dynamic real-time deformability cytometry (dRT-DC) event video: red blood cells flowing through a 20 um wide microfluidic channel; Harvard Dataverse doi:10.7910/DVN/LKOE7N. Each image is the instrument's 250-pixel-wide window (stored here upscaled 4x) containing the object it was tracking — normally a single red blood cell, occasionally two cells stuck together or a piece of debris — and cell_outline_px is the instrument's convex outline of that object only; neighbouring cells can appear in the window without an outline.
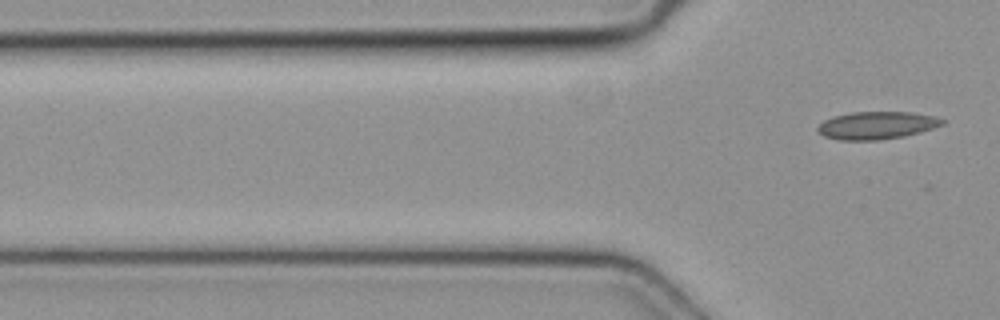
{"species": "common noctule bat (a hibernating species)", "species_latin": "Nyctalus noctula", "temperature_condition": "cold", "stored_images_in_passage": 3, "camera_frame_rate_fps": 3000, "um_per_image_px": 0.085, "animal": {"sex": "female", "body_mass_g": 19.3, "forearm_length_mm": 54.1}, "frame": {"image": 1, "passage_image": 3, "time_ms": 0.667, "image_size_px": [1000, 320], "cell_outline_px": [[944, 124], [920, 132], [904, 136], [880, 140], [840, 140], [824, 136], [816, 128], [824, 120], [832, 116], [852, 112], [912, 112], [932, 116], [944, 120]], "centroid_in_image_um": [74.5, 10.65], "position_along_channel_um": 51.3, "area_um2": 19.94}}